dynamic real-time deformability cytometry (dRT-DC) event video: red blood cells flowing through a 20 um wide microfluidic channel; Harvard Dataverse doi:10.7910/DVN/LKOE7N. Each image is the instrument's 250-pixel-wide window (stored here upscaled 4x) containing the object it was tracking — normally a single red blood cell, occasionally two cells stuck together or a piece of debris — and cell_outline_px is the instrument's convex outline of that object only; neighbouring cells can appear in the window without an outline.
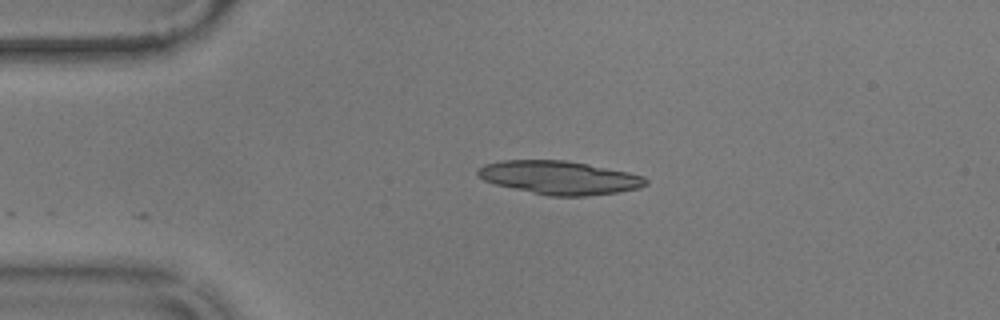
{"species": "common noctule bat (a hibernating species)", "species_latin": "Nyctalus noctula", "temperature_condition": "warm", "stored_images_in_passage": 26, "camera_frame_rate_fps": 3000, "um_per_image_px": 0.085, "animal": {"sex": "male", "body_mass_g": 17.9}, "frame": {"image": 1, "passage_image": 1, "time_ms": 0.0, "image_size_px": [1000, 320], "cell_outline_px": [[648, 184], [636, 188], [620, 192], [588, 196], [548, 196], [496, 184], [484, 180], [476, 176], [476, 172], [484, 164], [500, 160], [564, 160], [588, 164], [628, 172], [644, 176], [648, 180]], "centroid_in_image_um": [47.55, 15.09], "position_along_channel_um": 37.4, "area_um2": 32.71}}